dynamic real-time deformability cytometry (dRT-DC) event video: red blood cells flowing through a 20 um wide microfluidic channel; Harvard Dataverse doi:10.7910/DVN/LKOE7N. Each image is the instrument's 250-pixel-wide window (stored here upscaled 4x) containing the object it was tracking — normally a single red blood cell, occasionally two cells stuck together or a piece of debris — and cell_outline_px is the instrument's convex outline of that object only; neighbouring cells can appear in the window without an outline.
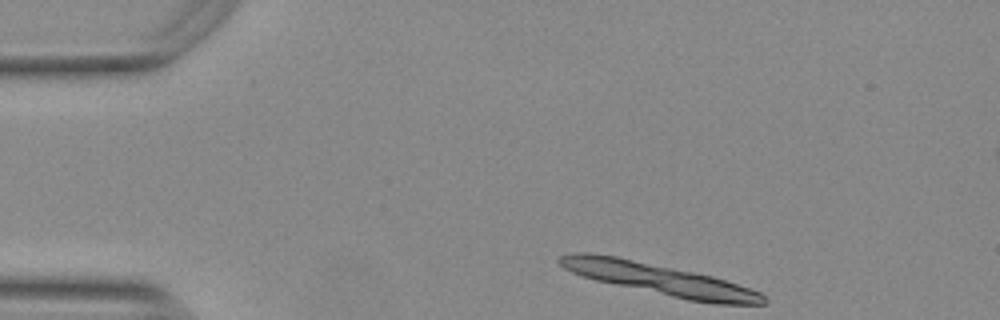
{"species": "Egyptian fruit bat (a non-hibernating species)", "species_latin": "Rousettus aegyptiacus", "temperature_condition": "warm", "stored_images_in_passage": 7, "camera_frame_rate_fps": 3000, "um_per_image_px": 0.085, "animal": {"sex": "female"}, "frame": {"image": 1, "passage_image": 1, "time_ms": 0.0, "image_size_px": [1000, 320], "cell_outline_px": [[768, 300], [764, 304], [716, 304], [688, 300], [596, 280], [572, 272], [564, 268], [556, 260], [560, 256], [568, 252], [592, 252], [616, 256], [712, 276], [760, 292]], "centroid_in_image_um": [56.0, 23.72], "position_along_channel_um": 29.0, "area_um2": 36.76}}